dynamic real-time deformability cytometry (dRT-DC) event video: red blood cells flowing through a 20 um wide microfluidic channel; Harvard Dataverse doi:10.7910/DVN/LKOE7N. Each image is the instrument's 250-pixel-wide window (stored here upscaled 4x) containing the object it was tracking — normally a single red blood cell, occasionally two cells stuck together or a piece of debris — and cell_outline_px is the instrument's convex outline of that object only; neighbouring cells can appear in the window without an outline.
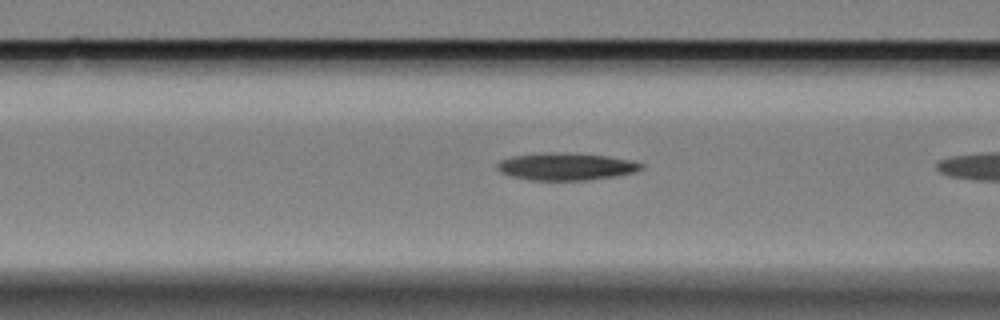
{"species": "Egyptian fruit bat (a non-hibernating species)", "species_latin": "Rousettus aegyptiacus", "temperature_condition": "cold", "stored_images_in_passage": 4, "camera_frame_rate_fps": 3000, "um_per_image_px": 0.085, "animal": {"sex": "female"}, "frame": {"image": 1, "passage_image": 3, "time_ms": 0.667, "image_size_px": [1000, 320], "cell_outline_px": [[644, 168], [632, 172], [616, 176], [588, 180], [528, 180], [512, 176], [500, 172], [496, 168], [496, 164], [500, 160], [512, 156], [544, 152], [556, 152], [608, 156], [632, 160], [644, 164]], "centroid_in_image_um": [48.09, 14.15], "position_along_channel_um": 118.5, "area_um2": 23.0}}